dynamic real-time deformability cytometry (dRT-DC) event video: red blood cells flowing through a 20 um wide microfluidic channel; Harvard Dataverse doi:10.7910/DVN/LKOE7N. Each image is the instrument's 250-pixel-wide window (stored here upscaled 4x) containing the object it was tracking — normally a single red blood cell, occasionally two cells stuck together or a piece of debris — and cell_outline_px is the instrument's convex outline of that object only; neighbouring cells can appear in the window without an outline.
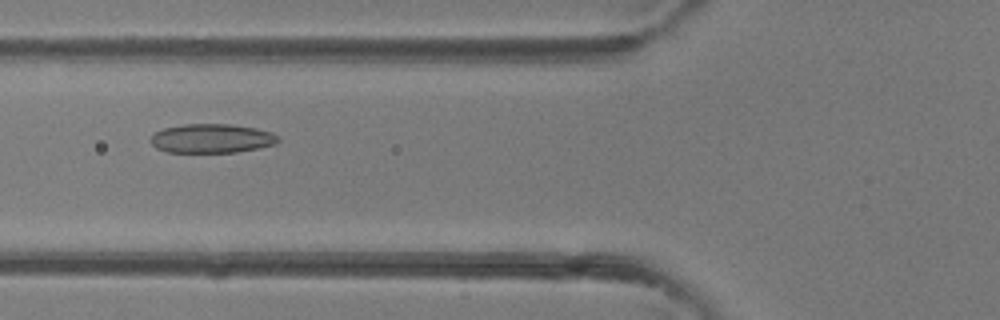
{"species": "common noctule bat (a hibernating species)", "species_latin": "Nyctalus noctula", "temperature_condition": "room temperature", "stored_images_in_passage": 5, "camera_frame_rate_fps": 3000, "um_per_image_px": 0.085, "animal": {"sex": "female"}, "frame": {"image": 1, "passage_image": 5, "time_ms": 4.667, "image_size_px": [1000, 320], "cell_outline_px": [[280, 140], [276, 144], [260, 148], [236, 152], [168, 152], [156, 148], [148, 140], [156, 132], [164, 128], [184, 124], [232, 124], [256, 128], [272, 132]], "centroid_in_image_um": [18.01, 11.77], "position_along_channel_um": 107.8, "area_um2": 21.68}}